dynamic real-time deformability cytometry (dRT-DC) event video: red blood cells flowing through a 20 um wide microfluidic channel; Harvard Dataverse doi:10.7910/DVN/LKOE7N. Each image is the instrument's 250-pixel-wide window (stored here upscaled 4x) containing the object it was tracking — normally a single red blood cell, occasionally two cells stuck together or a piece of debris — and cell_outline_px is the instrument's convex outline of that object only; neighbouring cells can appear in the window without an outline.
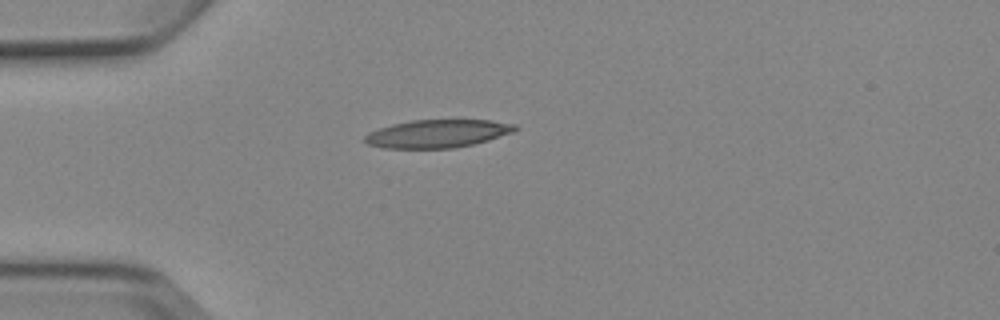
{"species": "Egyptian fruit bat (a non-hibernating species)", "species_latin": "Rousettus aegyptiacus", "temperature_condition": "cold", "stored_images_in_passage": 1, "camera_frame_rate_fps": 3000, "um_per_image_px": 0.085, "animal": {"sex": "female"}, "frame": {"image": 1, "passage_image": 1, "time_ms": 0.0, "image_size_px": [1000, 320], "cell_outline_px": [[520, 128], [512, 132], [488, 140], [472, 144], [452, 148], [384, 148], [368, 144], [364, 140], [364, 136], [368, 132], [392, 124], [412, 120], [492, 120], [516, 124]], "centroid_in_image_um": [37.19, 11.35], "position_along_channel_um": 47.8, "area_um2": 24.45}}